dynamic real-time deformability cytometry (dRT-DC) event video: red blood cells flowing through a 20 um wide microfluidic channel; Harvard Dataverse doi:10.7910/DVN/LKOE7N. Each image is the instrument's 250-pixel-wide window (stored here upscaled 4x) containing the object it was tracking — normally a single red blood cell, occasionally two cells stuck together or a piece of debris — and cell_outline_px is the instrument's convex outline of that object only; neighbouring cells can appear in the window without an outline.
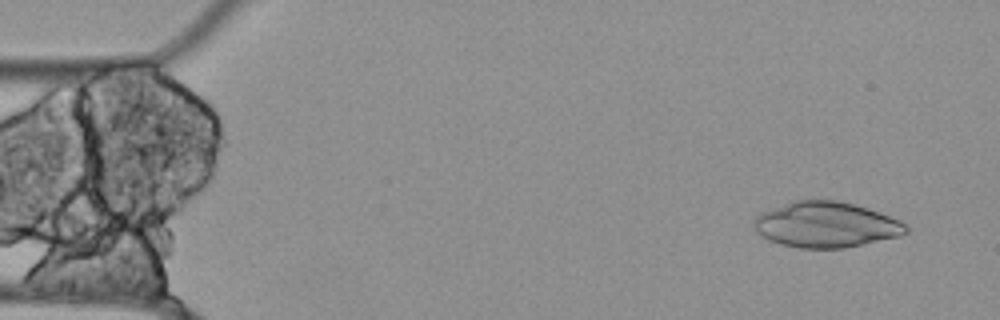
{"species": "Egyptian fruit bat (a non-hibernating species)", "species_latin": "Rousettus aegyptiacus", "temperature_condition": "cold", "stored_images_in_passage": 24, "camera_frame_rate_fps": 3000, "um_per_image_px": 0.085, "animal": {"sex": "female"}, "frame": {"image": 1, "passage_image": 4, "time_ms": 1.0, "image_size_px": [1000, 320], "cell_outline_px": [[908, 232], [900, 236], [844, 248], [800, 248], [780, 244], [756, 232], [752, 228], [752, 220], [760, 212], [792, 200], [836, 200], [868, 208], [880, 212], [900, 220], [908, 228]], "centroid_in_image_um": [70.18, 19.09], "position_along_channel_um": 14.8, "area_um2": 40.52}}